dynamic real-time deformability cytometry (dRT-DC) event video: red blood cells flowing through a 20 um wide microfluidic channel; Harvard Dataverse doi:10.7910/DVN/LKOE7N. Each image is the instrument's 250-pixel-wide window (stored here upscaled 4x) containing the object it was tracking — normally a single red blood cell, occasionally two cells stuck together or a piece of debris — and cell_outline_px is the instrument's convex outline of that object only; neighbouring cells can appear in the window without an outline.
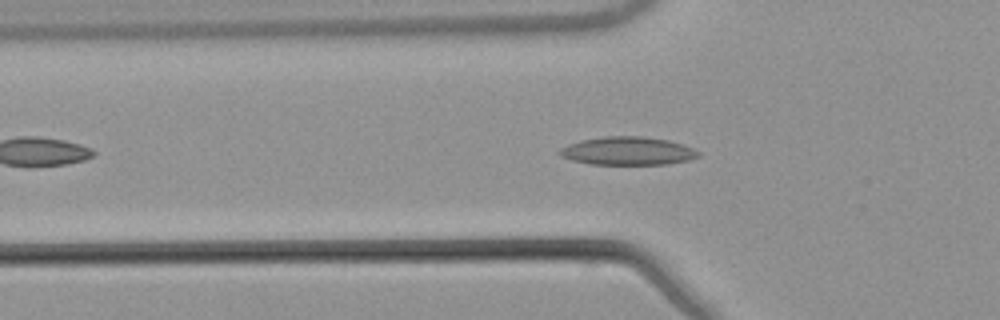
{"species": "common noctule bat (a hibernating species)", "species_latin": "Nyctalus noctula", "temperature_condition": "warm", "stored_images_in_passage": 41, "camera_frame_rate_fps": 3000, "um_per_image_px": 0.085, "animal": {"sex": "male", "body_mass_g": 21.5, "forearm_length_mm": 52.0}, "frame": {"image": 1, "passage_image": 11, "time_ms": 3.333, "image_size_px": [1000, 320], "cell_outline_px": [[700, 156], [688, 160], [668, 164], [588, 164], [572, 160], [560, 156], [556, 152], [560, 148], [568, 144], [580, 140], [604, 136], [644, 136], [668, 140], [684, 144], [700, 152]], "centroid_in_image_um": [53.33, 12.82], "position_along_channel_um": 72.5, "area_um2": 23.0}}
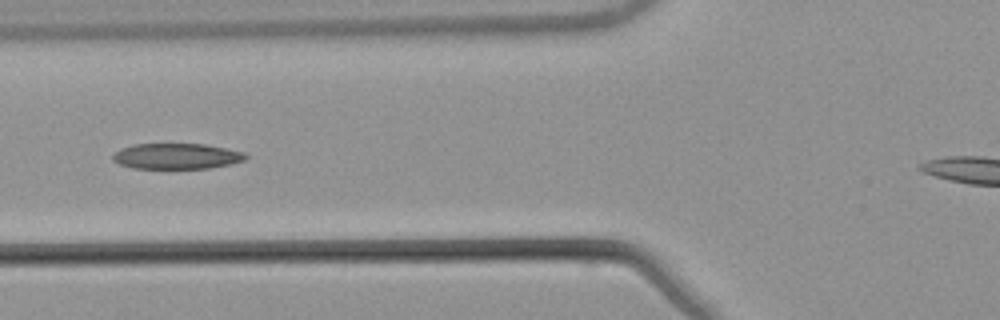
{"frame": {"image": 2, "passage_image": 14, "time_ms": 4.333, "image_size_px": [1000, 320], "cell_outline_px": [[248, 156], [244, 160], [232, 164], [208, 168], [132, 168], [120, 164], [112, 160], [112, 156], [120, 148], [132, 144], [204, 144], [244, 152]], "centroid_in_image_um": [15.0, 13.27], "position_along_channel_um": 110.8, "area_um2": 19.83}}
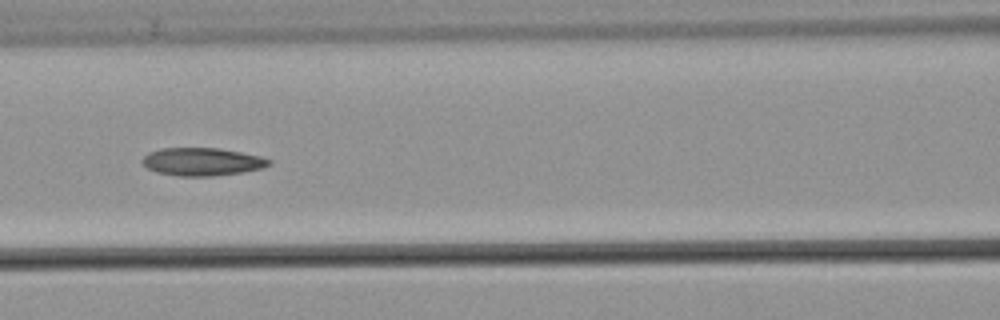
{"frame": {"image": 3, "passage_image": 17, "time_ms": 5.333, "image_size_px": [1000, 320], "cell_outline_px": [[272, 164], [260, 168], [240, 172], [212, 176], [180, 176], [156, 172], [148, 168], [140, 160], [148, 152], [160, 148], [220, 148], [260, 156], [272, 160]], "centroid_in_image_um": [17.15, 13.74], "position_along_channel_um": 149.4, "area_um2": 20.52}}